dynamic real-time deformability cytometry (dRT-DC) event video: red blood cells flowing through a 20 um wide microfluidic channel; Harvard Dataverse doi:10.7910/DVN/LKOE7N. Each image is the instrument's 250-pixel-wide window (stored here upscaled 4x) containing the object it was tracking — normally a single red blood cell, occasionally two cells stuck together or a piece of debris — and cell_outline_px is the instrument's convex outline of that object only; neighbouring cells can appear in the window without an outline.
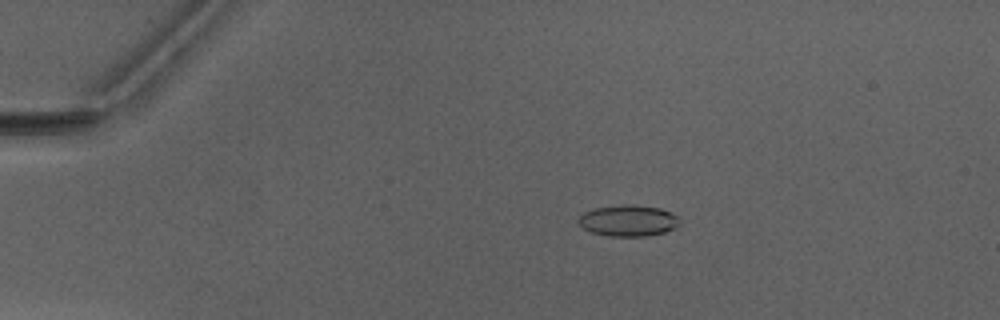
{"species": "Egyptian fruit bat (a non-hibernating species)", "species_latin": "Rousettus aegyptiacus", "temperature_condition": "warm", "stored_images_in_passage": 51, "camera_frame_rate_fps": 3000, "um_per_image_px": 0.085, "animal": {"sex": "male"}, "frame": {"image": 1, "passage_image": 11, "time_ms": 3.333, "image_size_px": [1000, 320], "cell_outline_px": [[680, 220], [672, 228], [664, 232], [648, 236], [608, 236], [588, 232], [576, 220], [584, 212], [596, 208], [620, 204], [636, 204], [660, 208], [672, 212]], "centroid_in_image_um": [53.36, 18.74], "position_along_channel_um": 31.6, "area_um2": 18.5}}
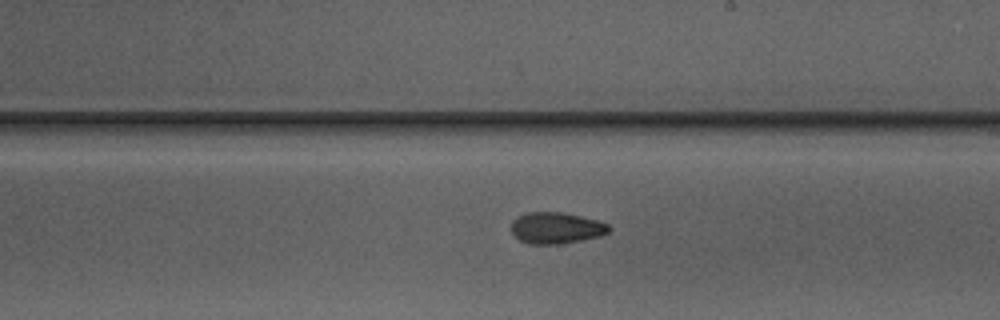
{"frame": {"image": 2, "passage_image": 31, "time_ms": 10.0, "image_size_px": [1000, 320], "cell_outline_px": [[612, 228], [608, 232], [600, 236], [580, 240], [556, 244], [528, 244], [520, 240], [512, 232], [512, 220], [528, 212], [560, 212], [580, 216], [596, 220], [608, 224]], "centroid_in_image_um": [47.28, 19.38], "position_along_channel_um": 241.7, "area_um2": 17.63}}
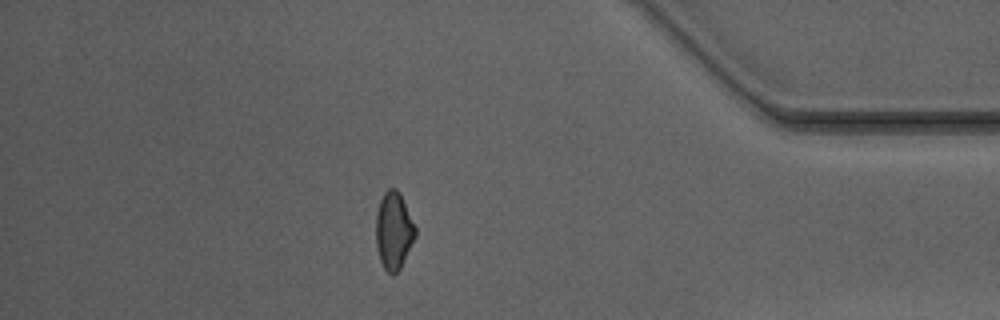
{"frame": {"image": 3, "passage_image": 45, "time_ms": 14.667, "image_size_px": [1000, 320], "cell_outline_px": [[416, 236], [400, 268], [396, 272], [388, 272], [384, 268], [380, 260], [376, 244], [376, 212], [380, 200], [384, 192], [388, 188], [396, 188], [400, 192], [416, 228]], "centroid_in_image_um": [33.46, 19.56], "position_along_channel_um": 401.7, "area_um2": 17.63}, "authors_computed_cell_mechanics": {"area_um2": 18.0336, "velocity_mm_per_s": 4.1485, "shape_relaxation_time_tau1_ms": 5.839, "shape_relaxation_time_tau2_ms": 4.305, "deformation_change_tau1": 0.14, "deformation_change_tau2": 0.1017}}